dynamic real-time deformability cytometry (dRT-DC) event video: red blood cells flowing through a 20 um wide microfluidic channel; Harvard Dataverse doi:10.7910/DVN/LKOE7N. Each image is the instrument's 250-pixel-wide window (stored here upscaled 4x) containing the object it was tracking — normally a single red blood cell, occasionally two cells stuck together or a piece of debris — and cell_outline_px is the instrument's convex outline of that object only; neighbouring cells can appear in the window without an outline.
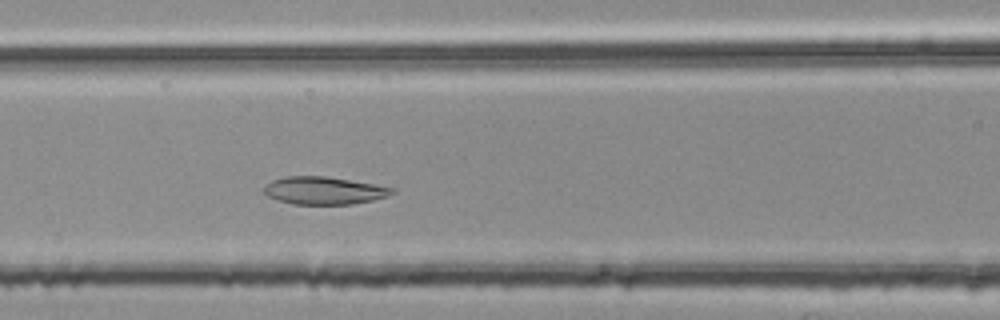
{"species": "common noctule bat (a hibernating species)", "species_latin": "Nyctalus noctula", "temperature_condition": "room temperature", "stored_images_in_passage": 36, "camera_frame_rate_fps": 3000, "um_per_image_px": 0.085, "animal": {"sex": "female", "body_mass_g": 25.1}, "frame": {"image": 1, "passage_image": 10, "time_ms": 3.0, "image_size_px": [1000, 320], "cell_outline_px": [[396, 192], [388, 196], [372, 200], [352, 204], [292, 204], [276, 200], [268, 196], [264, 192], [264, 188], [272, 180], [284, 176], [328, 176], [396, 188]], "centroid_in_image_um": [27.55, 16.19], "position_along_channel_um": 139.0, "area_um2": 20.69}}
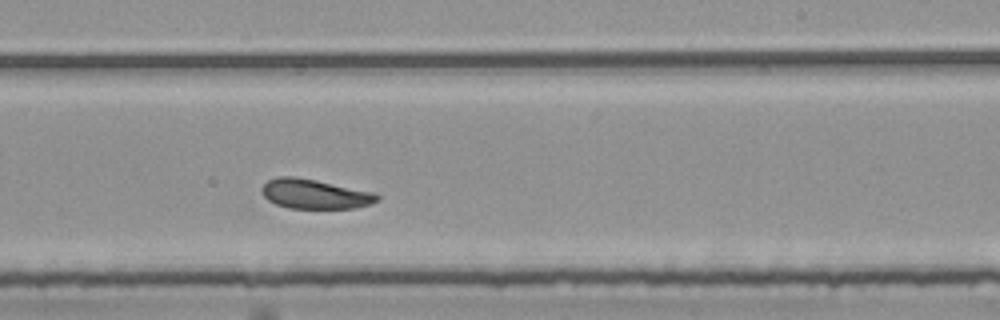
{"frame": {"image": 2, "passage_image": 20, "time_ms": 6.333, "image_size_px": [1000, 320], "cell_outline_px": [[380, 200], [372, 204], [356, 208], [288, 208], [276, 204], [268, 200], [260, 192], [260, 188], [268, 180], [276, 176], [292, 176], [316, 180], [376, 192], [380, 196]], "centroid_in_image_um": [26.78, 16.49], "position_along_channel_um": 262.2, "area_um2": 20.17}}
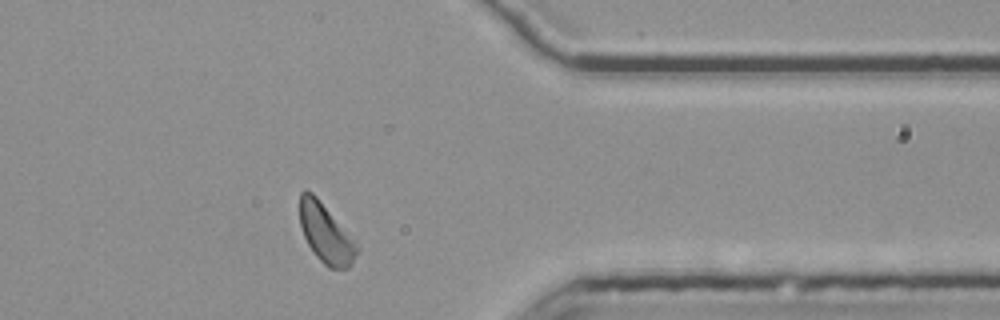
{"frame": {"image": 3, "passage_image": 31, "time_ms": 10.0, "image_size_px": [1000, 320], "cell_outline_px": [[360, 252], [352, 264], [348, 268], [328, 268], [312, 252], [304, 236], [300, 224], [300, 192], [304, 188], [312, 192], [316, 196], [360, 248]], "centroid_in_image_um": [27.69, 19.86], "position_along_channel_um": 383.7, "area_um2": 19.48}, "authors_computed_cell_mechanics": {"area_um2": 20.5768, "velocity_mm_per_s": 3.7086, "shape_relaxation_time_tau1_ms": 4.2892, "shape_relaxation_time_tau2_ms": 3.2793, "deformation_change_tau1": 0.0774, "deformation_change_tau2": 0.0869}}